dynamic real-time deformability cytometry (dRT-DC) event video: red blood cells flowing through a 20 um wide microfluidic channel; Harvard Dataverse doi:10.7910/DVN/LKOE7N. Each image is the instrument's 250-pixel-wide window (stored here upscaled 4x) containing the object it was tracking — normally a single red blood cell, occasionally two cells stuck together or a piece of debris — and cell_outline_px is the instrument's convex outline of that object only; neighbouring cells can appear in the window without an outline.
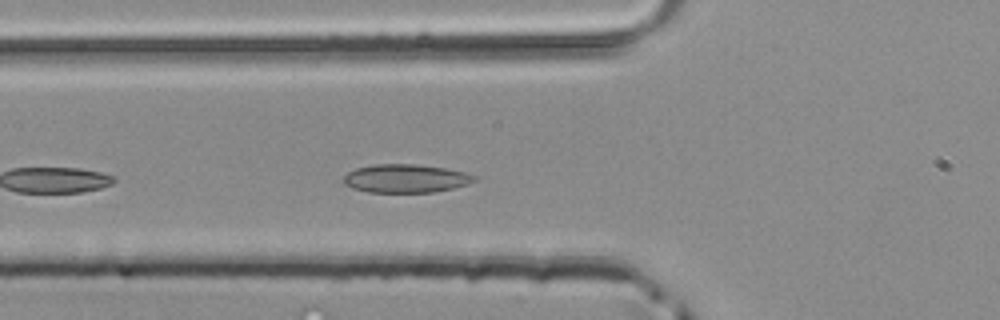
{"species": "common noctule bat (a hibernating species)", "species_latin": "Nyctalus noctula", "temperature_condition": "room temperature", "stored_images_in_passage": 7, "camera_frame_rate_fps": 3000, "um_per_image_px": 0.085, "animal": {"sex": "male", "body_mass_g": 20.4}, "frame": {"image": 1, "passage_image": 4, "time_ms": 1.0, "image_size_px": [1000, 320], "cell_outline_px": [[476, 180], [468, 184], [436, 192], [368, 192], [352, 188], [344, 184], [344, 176], [348, 172], [356, 168], [372, 164], [416, 164], [444, 168], [464, 172], [476, 176]], "centroid_in_image_um": [34.47, 15.17], "position_along_channel_um": 91.3, "area_um2": 21.62}}